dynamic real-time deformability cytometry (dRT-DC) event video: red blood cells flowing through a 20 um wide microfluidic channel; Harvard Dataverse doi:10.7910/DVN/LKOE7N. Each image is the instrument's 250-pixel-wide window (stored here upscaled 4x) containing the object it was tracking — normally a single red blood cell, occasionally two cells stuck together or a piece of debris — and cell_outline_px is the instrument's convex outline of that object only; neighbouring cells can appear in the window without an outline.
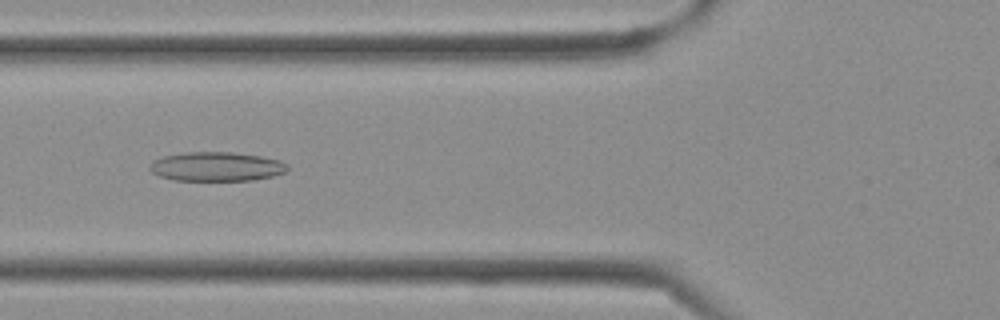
{"species": "Egyptian fruit bat (a non-hibernating species)", "species_latin": "Rousettus aegyptiacus", "temperature_condition": "cold", "stored_images_in_passage": 35, "camera_frame_rate_fps": 3000, "um_per_image_px": 0.085, "frame": {"image": 1, "passage_image": 14, "time_ms": 4.333, "image_size_px": [1000, 320], "cell_outline_px": [[288, 172], [272, 176], [252, 180], [172, 180], [160, 176], [152, 172], [148, 168], [148, 164], [152, 160], [164, 156], [184, 152], [232, 152], [260, 156], [280, 160], [288, 164]], "centroid_in_image_um": [18.39, 14.15], "position_along_channel_um": 107.4, "area_um2": 23.58}}
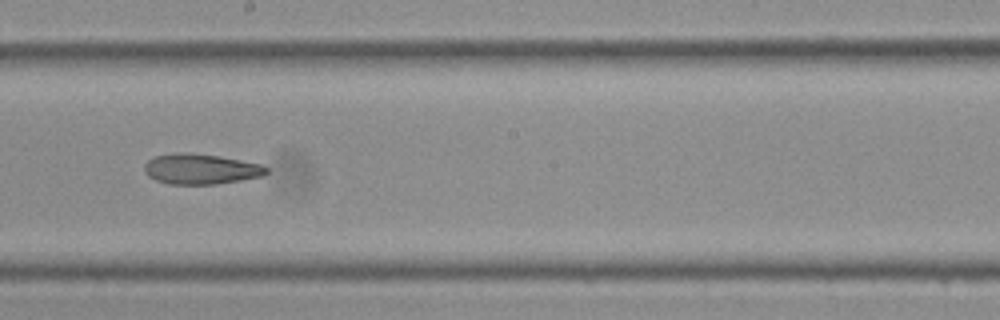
{"frame": {"image": 2, "passage_image": 21, "time_ms": 6.667, "image_size_px": [1000, 320], "cell_outline_px": [[268, 172], [264, 176], [216, 184], [168, 184], [156, 180], [148, 176], [144, 172], [144, 164], [148, 160], [156, 156], [176, 152], [188, 152], [216, 156], [240, 160], [260, 164], [268, 168]], "centroid_in_image_um": [17.04, 14.37], "position_along_channel_um": 231.2, "area_um2": 21.56}}
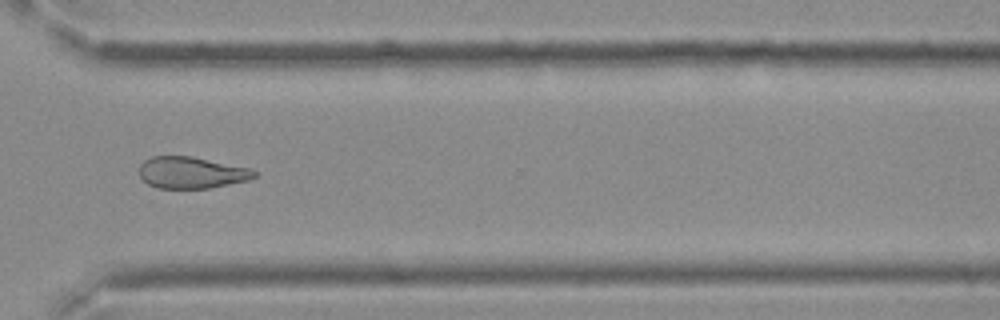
{"frame": {"image": 3, "passage_image": 28, "time_ms": 9.0, "image_size_px": [1000, 320], "cell_outline_px": [[260, 172], [256, 176], [248, 180], [208, 188], [156, 188], [148, 184], [140, 176], [140, 164], [144, 160], [152, 156], [192, 156], [248, 168]], "centroid_in_image_um": [16.26, 14.67], "position_along_channel_um": 354.3, "area_um2": 21.1}}